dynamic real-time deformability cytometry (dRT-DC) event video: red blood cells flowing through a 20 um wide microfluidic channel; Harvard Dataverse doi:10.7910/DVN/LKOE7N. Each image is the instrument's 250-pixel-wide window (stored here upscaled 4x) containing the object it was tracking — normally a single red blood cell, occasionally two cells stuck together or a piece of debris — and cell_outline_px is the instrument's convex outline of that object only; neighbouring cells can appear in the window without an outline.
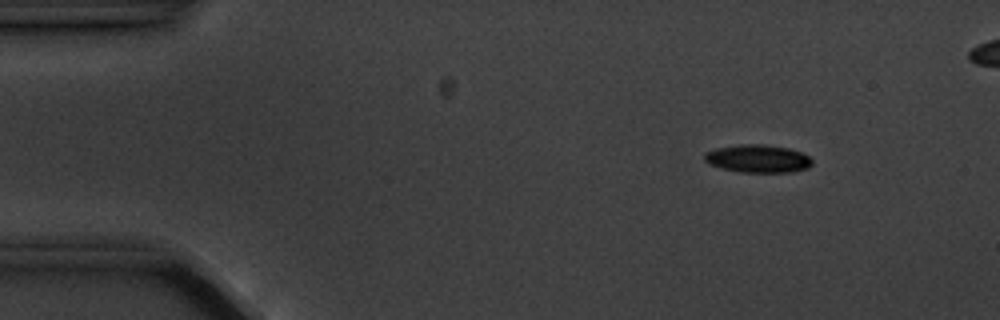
{"species": "common noctule bat (a hibernating species)", "species_latin": "Nyctalus noctula", "temperature_condition": "cold", "stored_images_in_passage": 8, "camera_frame_rate_fps": 3000, "um_per_image_px": 0.085, "animal": {"sex": "male", "body_mass_g": 20.1, "forearm_length_mm": 53.5}, "frame": {"image": 1, "passage_image": 2, "time_ms": 1.0, "image_size_px": [1000, 320], "cell_outline_px": [[812, 164], [808, 168], [792, 172], [740, 172], [724, 168], [712, 164], [704, 160], [704, 156], [708, 152], [716, 148], [744, 144], [760, 144], [788, 148], [800, 152], [808, 156], [812, 160]], "centroid_in_image_um": [64.46, 13.49], "position_along_channel_um": 20.5, "area_um2": 17.17}}
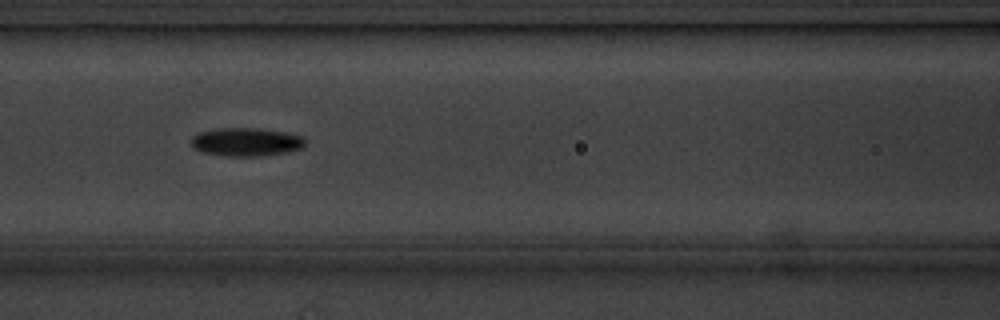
{"frame": {"image": 2, "passage_image": 7, "time_ms": 6.667, "image_size_px": [1000, 320], "cell_outline_px": [[304, 144], [300, 148], [284, 152], [260, 156], [224, 156], [204, 152], [196, 148], [192, 144], [192, 136], [196, 132], [220, 128], [256, 128], [284, 132], [300, 136], [304, 140]], "centroid_in_image_um": [20.87, 12.06], "position_along_channel_um": 145.7, "area_um2": 18.5}}